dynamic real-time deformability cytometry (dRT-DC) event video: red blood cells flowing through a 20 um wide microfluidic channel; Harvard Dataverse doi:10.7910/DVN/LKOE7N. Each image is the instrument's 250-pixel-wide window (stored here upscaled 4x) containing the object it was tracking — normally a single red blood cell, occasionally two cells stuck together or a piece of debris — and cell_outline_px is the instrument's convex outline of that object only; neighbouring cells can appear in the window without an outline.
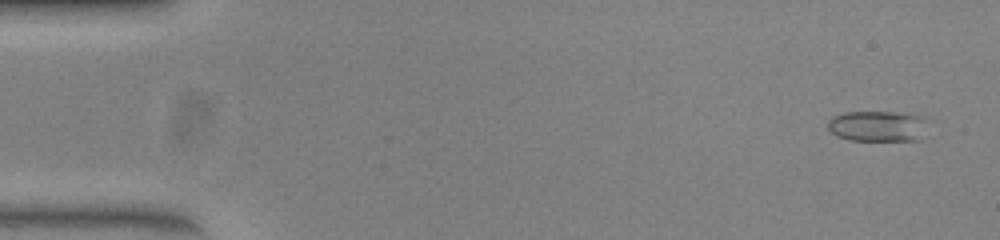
{"species": "common noctule bat (a hibernating species)", "species_latin": "Nyctalus noctula", "temperature_condition": "warm", "stored_images_in_passage": 53, "camera_frame_rate_fps": 3000, "um_per_image_px": 0.085, "animal": {"sex": "female", "body_mass_g": 23.0, "forearm_length_mm": 53.4}, "frame": {"image": 1, "passage_image": 3, "time_ms": 0.667, "image_size_px": [1000, 240], "cell_outline_px": [[924, 120], [920, 140], [848, 140], [836, 136], [828, 128], [828, 120], [832, 116], [844, 112], [908, 112], [920, 116]], "centroid_in_image_um": [74.52, 10.71], "position_along_channel_um": 10.5, "area_um2": 17.8}}
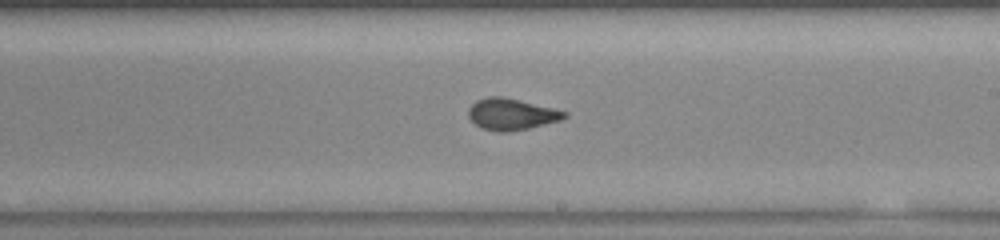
{"frame": {"image": 2, "passage_image": 31, "time_ms": 10.0, "image_size_px": [1000, 240], "cell_outline_px": [[568, 116], [560, 120], [528, 128], [504, 132], [500, 132], [480, 128], [468, 116], [468, 108], [476, 100], [488, 96], [504, 96], [568, 112]], "centroid_in_image_um": [43.44, 9.69], "position_along_channel_um": 245.6, "area_um2": 17.51}}
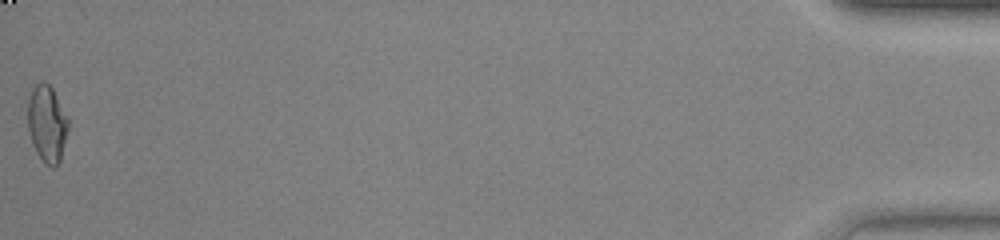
{"frame": {"image": 3, "passage_image": 53, "time_ms": 17.333, "image_size_px": [1000, 240], "cell_outline_px": [[68, 128], [60, 160], [56, 168], [52, 168], [36, 152], [32, 144], [28, 128], [28, 100], [32, 88], [36, 84], [44, 80], [52, 88], [68, 120]], "centroid_in_image_um": [3.98, 10.5], "position_along_channel_um": 431.2, "area_um2": 17.8}, "authors_computed_cell_mechanics": {"area_um2": 17.4556, "velocity_mm_per_s": 3.9242, "shape_relaxation_time_tau1_ms": 6.4397, "shape_relaxation_time_tau2_ms": 0.8608, "deformation_change_tau1": 0.2052, "deformation_change_tau2": 0.0715}}